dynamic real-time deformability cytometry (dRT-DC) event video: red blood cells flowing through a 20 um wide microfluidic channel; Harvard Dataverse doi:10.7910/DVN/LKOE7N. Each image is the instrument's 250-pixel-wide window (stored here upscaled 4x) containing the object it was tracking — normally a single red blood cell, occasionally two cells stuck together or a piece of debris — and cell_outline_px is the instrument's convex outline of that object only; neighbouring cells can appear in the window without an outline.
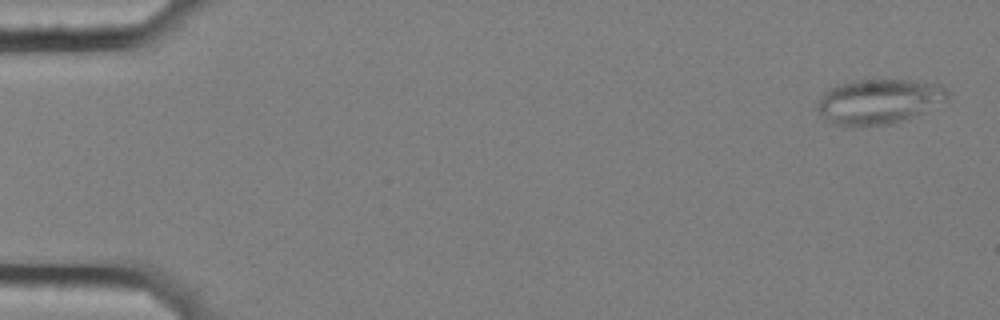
{"species": "common noctule bat (a hibernating species)", "species_latin": "Nyctalus noctula", "temperature_condition": "cold", "stored_images_in_passage": 57, "segment_of_instrument_passage": [1, 2], "camera_frame_rate_fps": 3000, "um_per_image_px": 0.085, "animal": {"sex": "female", "body_mass_g": 25.1}, "frame": {"image": 1, "passage_image": 2, "time_ms": 0.333, "image_size_px": [1000, 320], "cell_outline_px": [[948, 100], [908, 120], [892, 124], [852, 128], [836, 124], [824, 116], [816, 108], [816, 104], [824, 92], [832, 88], [856, 80], [908, 80], [940, 84], [948, 92]], "centroid_in_image_um": [74.74, 8.66], "position_along_channel_um": 10.3, "area_um2": 34.22}}
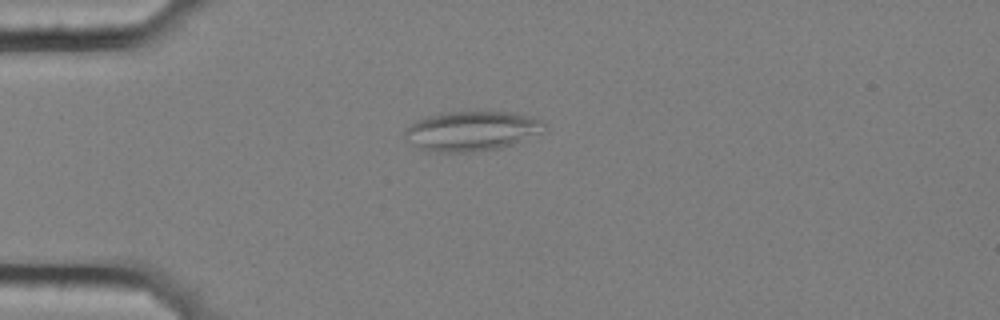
{"frame": {"image": 2, "passage_image": 15, "time_ms": 4.667, "image_size_px": [1000, 320], "cell_outline_px": [[548, 132], [500, 148], [472, 152], [428, 152], [416, 148], [404, 136], [404, 128], [416, 120], [440, 112], [472, 108], [516, 112], [532, 116], [548, 124]], "centroid_in_image_um": [40.15, 11.08], "position_along_channel_um": 44.9, "area_um2": 34.22}}